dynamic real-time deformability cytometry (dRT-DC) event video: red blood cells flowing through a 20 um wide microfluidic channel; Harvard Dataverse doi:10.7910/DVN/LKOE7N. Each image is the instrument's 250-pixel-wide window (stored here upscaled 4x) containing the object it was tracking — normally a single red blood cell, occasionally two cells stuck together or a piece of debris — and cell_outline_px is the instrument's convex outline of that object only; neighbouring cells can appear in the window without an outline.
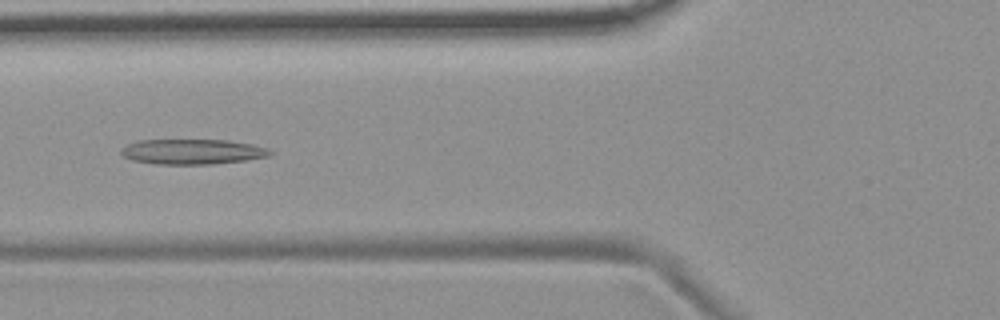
{"species": "common noctule bat (a hibernating species)", "species_latin": "Nyctalus noctula", "temperature_condition": "room temperature", "stored_images_in_passage": 8, "camera_frame_rate_fps": 3000, "um_per_image_px": 0.085, "animal": {"sex": "female", "body_mass_g": 19.9}, "frame": {"image": 1, "passage_image": 6, "time_ms": 6.0, "image_size_px": [1000, 320], "cell_outline_px": [[272, 152], [268, 156], [244, 160], [212, 164], [156, 164], [132, 160], [124, 156], [120, 152], [120, 148], [136, 140], [228, 140], [252, 144], [268, 148]], "centroid_in_image_um": [16.32, 12.89], "position_along_channel_um": 109.5, "area_um2": 21.79}}
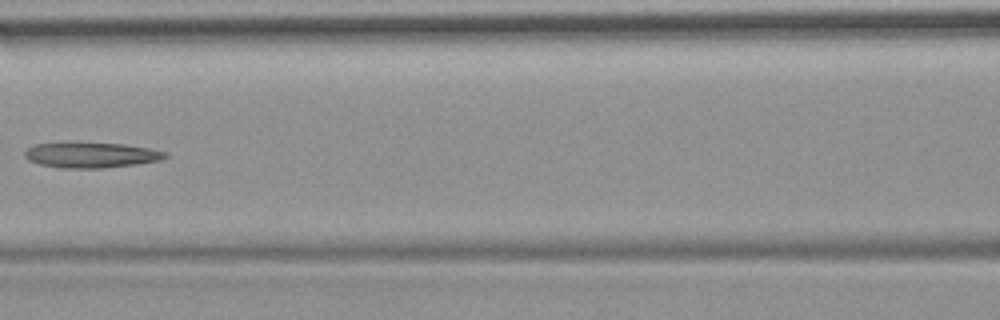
{"frame": {"image": 2, "passage_image": 7, "time_ms": 7.333, "image_size_px": [1000, 320], "cell_outline_px": [[168, 156], [160, 160], [136, 164], [104, 168], [60, 168], [40, 164], [28, 160], [24, 156], [24, 152], [28, 148], [36, 144], [64, 140], [72, 140], [124, 144], [148, 148], [168, 152]], "centroid_in_image_um": [7.69, 13.13], "position_along_channel_um": 158.9, "area_um2": 21.68}}
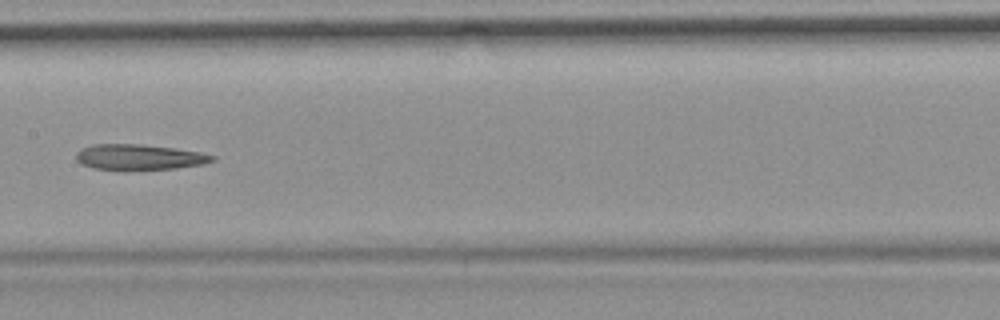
{"frame": {"image": 3, "passage_image": 8, "time_ms": 8.333, "image_size_px": [1000, 320], "cell_outline_px": [[216, 160], [204, 164], [176, 168], [92, 168], [80, 164], [76, 160], [76, 152], [80, 148], [92, 144], [140, 144], [172, 148], [200, 152], [216, 156]], "centroid_in_image_um": [11.82, 13.32], "position_along_channel_um": 195.6, "area_um2": 19.83}}